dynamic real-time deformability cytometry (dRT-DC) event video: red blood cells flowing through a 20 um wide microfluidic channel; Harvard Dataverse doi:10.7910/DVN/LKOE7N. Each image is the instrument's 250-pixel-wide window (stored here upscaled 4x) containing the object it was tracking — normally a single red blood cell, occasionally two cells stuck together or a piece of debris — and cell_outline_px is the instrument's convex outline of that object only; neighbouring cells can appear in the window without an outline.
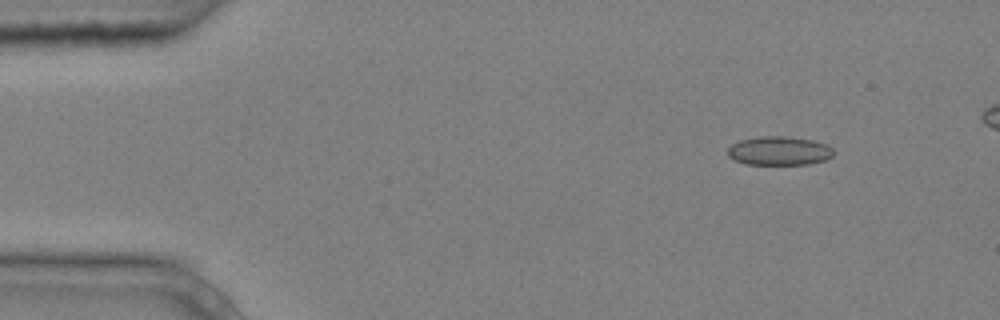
{"species": "common noctule bat (a hibernating species)", "species_latin": "Nyctalus noctula", "temperature_condition": "cold", "stored_images_in_passage": 7, "camera_frame_rate_fps": 3000, "um_per_image_px": 0.085, "animal": {"sex": "male", "body_mass_g": 20.4}, "frame": {"image": 1, "passage_image": 2, "time_ms": 0.333, "image_size_px": [1000, 320], "cell_outline_px": [[836, 152], [832, 156], [824, 160], [808, 164], [744, 164], [728, 156], [728, 148], [732, 144], [740, 140], [760, 136], [784, 136], [812, 140], [828, 144]], "centroid_in_image_um": [66.25, 12.81], "position_along_channel_um": 18.8, "area_um2": 17.8}}
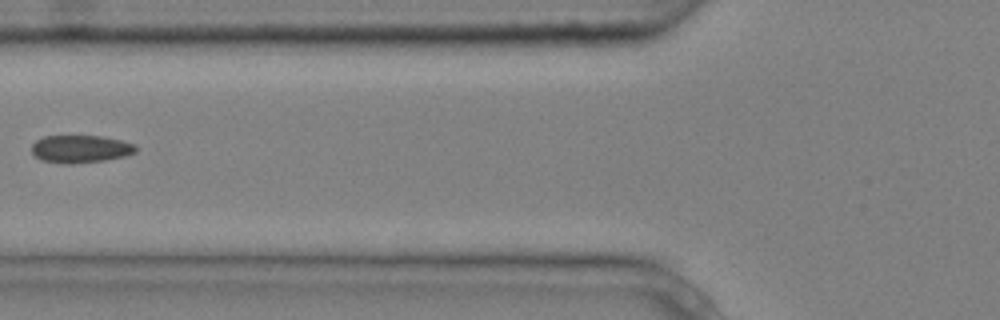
{"frame": {"image": 2, "passage_image": 6, "time_ms": 1.667, "image_size_px": [1000, 320], "cell_outline_px": [[136, 152], [124, 156], [104, 160], [72, 164], [64, 164], [40, 160], [32, 152], [32, 144], [36, 140], [44, 136], [100, 136], [120, 140], [132, 144], [136, 148]], "centroid_in_image_um": [6.79, 12.66], "position_along_channel_um": 119.0, "area_um2": 16.65}}